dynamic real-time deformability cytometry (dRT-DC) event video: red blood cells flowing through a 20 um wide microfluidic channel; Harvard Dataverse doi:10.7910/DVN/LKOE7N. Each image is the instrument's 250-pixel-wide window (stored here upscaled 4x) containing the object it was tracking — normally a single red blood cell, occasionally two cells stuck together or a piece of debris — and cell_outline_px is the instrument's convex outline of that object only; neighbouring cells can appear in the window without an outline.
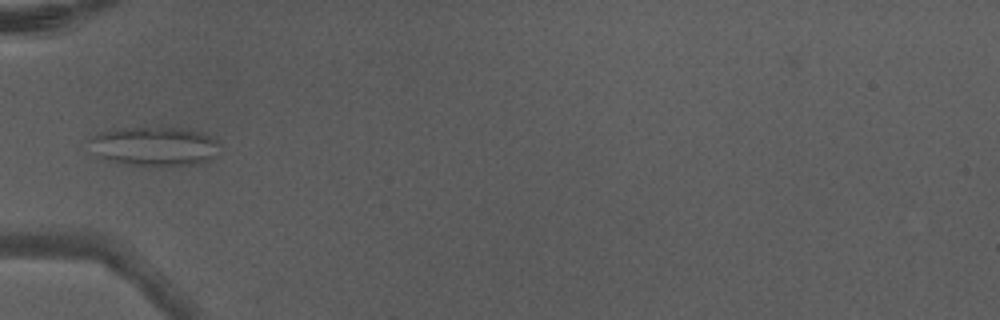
{"species": "Egyptian fruit bat (a non-hibernating species)", "species_latin": "Rousettus aegyptiacus", "temperature_condition": "warm", "stored_images_in_passage": 5, "camera_frame_rate_fps": 3000, "um_per_image_px": 0.085, "animal": {"sex": "male"}, "frame": {"image": 1, "passage_image": 5, "time_ms": 1.333, "image_size_px": [1000, 320], "cell_outline_px": [[216, 140], [212, 156], [204, 164], [164, 168], [128, 164], [96, 156], [88, 140], [92, 136], [100, 132], [124, 128], [180, 128], [200, 132]], "centroid_in_image_um": [13.09, 12.48], "position_along_channel_um": 71.9, "area_um2": 29.65}}